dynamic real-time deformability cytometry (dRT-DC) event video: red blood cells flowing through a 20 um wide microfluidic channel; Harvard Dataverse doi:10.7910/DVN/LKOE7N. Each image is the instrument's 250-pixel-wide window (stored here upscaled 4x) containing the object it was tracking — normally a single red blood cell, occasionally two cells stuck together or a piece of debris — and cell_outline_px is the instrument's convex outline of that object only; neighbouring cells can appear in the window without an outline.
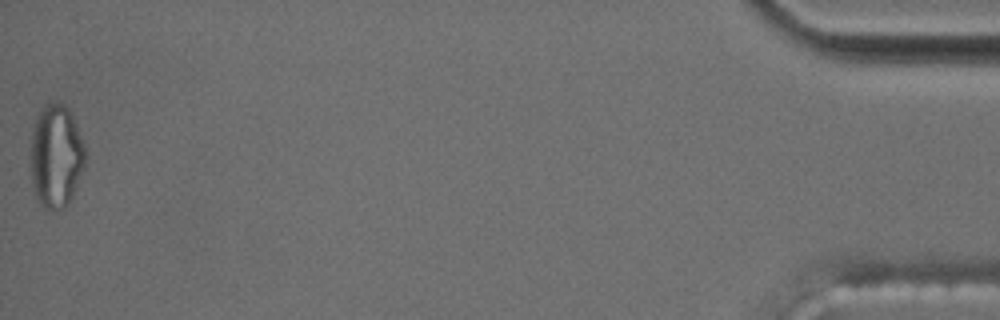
{"species": "common noctule bat (a hibernating species)", "species_latin": "Nyctalus noctula", "temperature_condition": "cold", "stored_images_in_passage": 56, "segment_of_instrument_passage": [2, 2], "camera_frame_rate_fps": 3000, "um_per_image_px": 0.085, "animal": {"sex": "male", "body_mass_g": 17.5, "forearm_length_mm": 52.3}, "frame": {"image": 1, "passage_image": 56, "time_ms": 18.333, "image_size_px": [1000, 320], "cell_outline_px": [[84, 164], [72, 196], [64, 208], [44, 208], [36, 200], [32, 180], [28, 156], [32, 128], [36, 116], [44, 104], [64, 104], [72, 112], [84, 144]], "centroid_in_image_um": [4.71, 13.24], "position_along_channel_um": 430.5, "area_um2": 33.12}}